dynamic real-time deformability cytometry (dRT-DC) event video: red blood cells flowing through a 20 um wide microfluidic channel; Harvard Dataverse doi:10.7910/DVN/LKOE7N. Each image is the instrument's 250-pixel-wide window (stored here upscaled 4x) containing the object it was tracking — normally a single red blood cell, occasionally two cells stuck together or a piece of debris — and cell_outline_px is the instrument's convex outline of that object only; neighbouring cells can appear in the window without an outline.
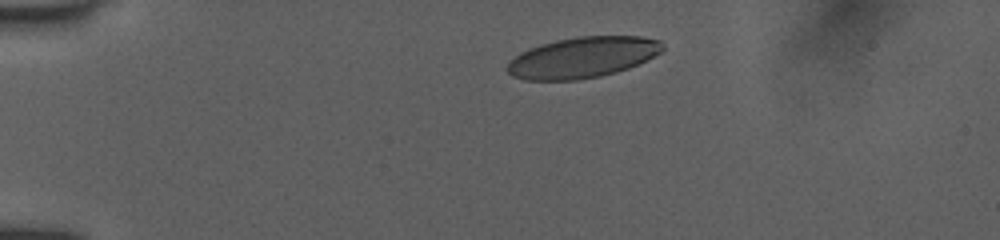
{"species": "human", "species_latin": "Homo sapiens", "temperature_condition": "room temperature", "stored_images_in_passage": 10, "camera_frame_rate_fps": 3000, "um_per_image_px": 0.085, "donor": {"sex": "female"}, "frame": {"image": 1, "passage_image": 2, "time_ms": 1.0, "image_size_px": [1000, 240], "cell_outline_px": [[664, 48], [660, 52], [628, 68], [616, 72], [600, 76], [576, 80], [524, 80], [512, 76], [508, 72], [508, 64], [520, 52], [528, 48], [540, 44], [556, 40], [580, 36], [640, 36], [660, 40], [664, 44]], "centroid_in_image_um": [49.5, 4.87], "position_along_channel_um": 35.5, "area_um2": 36.76}}
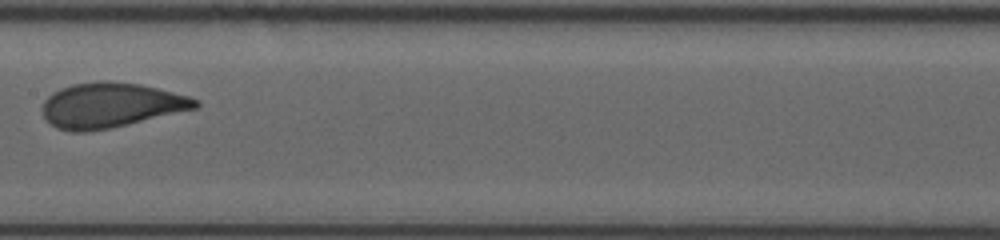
{"frame": {"image": 2, "passage_image": 7, "time_ms": 6.667, "image_size_px": [1000, 240], "cell_outline_px": [[200, 104], [196, 108], [108, 128], [84, 132], [72, 132], [56, 128], [44, 116], [44, 100], [52, 92], [60, 88], [72, 84], [96, 80], [112, 80], [140, 84], [188, 96], [196, 100]], "centroid_in_image_um": [9.36, 8.92], "position_along_channel_um": 198.0, "area_um2": 39.59}}
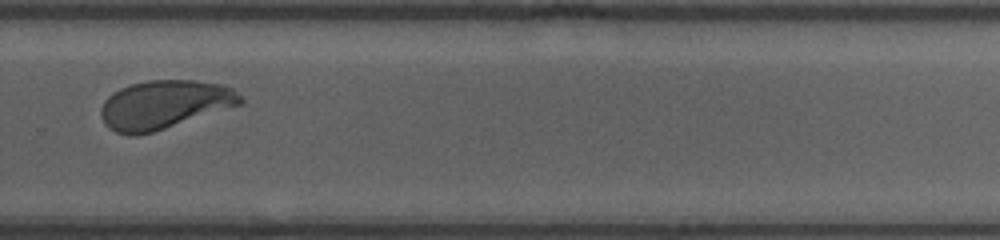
{"frame": {"image": 3, "passage_image": 10, "time_ms": 9.667, "image_size_px": [1000, 240], "cell_outline_px": [[244, 100], [240, 104], [152, 132], [136, 136], [128, 136], [116, 132], [108, 128], [100, 112], [100, 108], [104, 100], [108, 96], [120, 88], [132, 84], [148, 80], [196, 80], [220, 84], [232, 88]], "centroid_in_image_um": [13.92, 8.89], "position_along_channel_um": 315.9, "area_um2": 39.07}}